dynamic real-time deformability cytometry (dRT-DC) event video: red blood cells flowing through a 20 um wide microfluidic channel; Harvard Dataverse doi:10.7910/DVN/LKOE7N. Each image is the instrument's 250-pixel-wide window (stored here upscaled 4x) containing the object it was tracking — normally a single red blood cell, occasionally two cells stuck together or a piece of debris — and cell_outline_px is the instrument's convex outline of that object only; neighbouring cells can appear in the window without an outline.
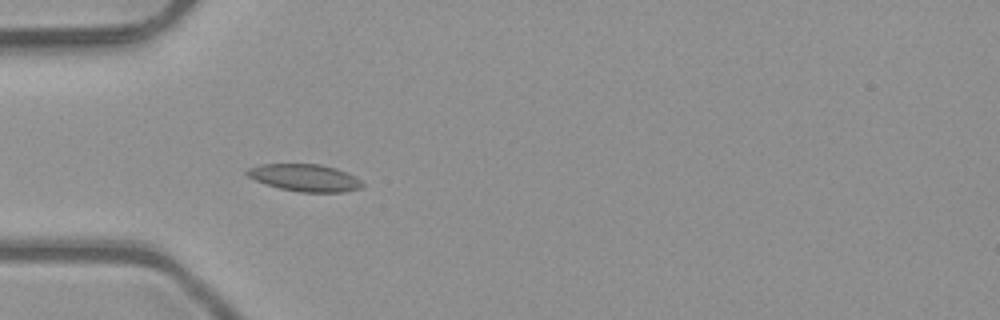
{"species": "common noctule bat (a hibernating species)", "species_latin": "Nyctalus noctula", "temperature_condition": "room temperature", "stored_images_in_passage": 5, "camera_frame_rate_fps": 3000, "um_per_image_px": 0.085, "animal": {"sex": "male", "body_mass_g": 23.1, "forearm_length_mm": 52.7}, "frame": {"image": 1, "passage_image": 5, "time_ms": 1.333, "image_size_px": [1000, 320], "cell_outline_px": [[364, 184], [360, 188], [344, 192], [300, 192], [280, 188], [256, 180], [248, 176], [244, 172], [248, 168], [260, 164], [320, 164], [336, 168], [360, 180]], "centroid_in_image_um": [25.89, 15.1], "position_along_channel_um": 59.1, "area_um2": 18.03}}